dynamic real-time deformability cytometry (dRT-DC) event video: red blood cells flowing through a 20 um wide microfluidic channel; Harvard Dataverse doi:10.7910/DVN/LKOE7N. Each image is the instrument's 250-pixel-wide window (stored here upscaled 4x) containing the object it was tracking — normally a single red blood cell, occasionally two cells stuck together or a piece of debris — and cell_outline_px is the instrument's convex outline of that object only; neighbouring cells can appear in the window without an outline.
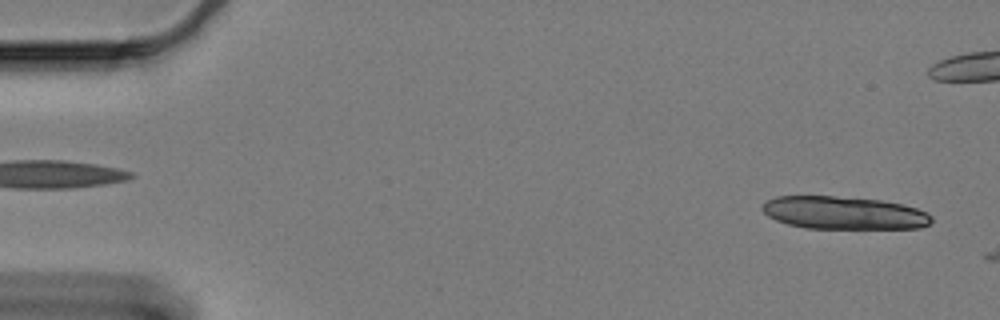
{"species": "Egyptian fruit bat (a non-hibernating species)", "species_latin": "Rousettus aegyptiacus", "temperature_condition": "cold", "stored_images_in_passage": 10, "camera_frame_rate_fps": 3000, "um_per_image_px": 0.085, "animal": {"sex": "female"}, "frame": {"image": 1, "passage_image": 2, "time_ms": 0.333, "image_size_px": [1000, 320], "cell_outline_px": [[932, 220], [928, 224], [920, 228], [804, 228], [788, 224], [776, 220], [768, 216], [760, 208], [768, 200], [776, 196], [836, 196], [880, 200], [904, 204], [928, 212], [932, 216]], "centroid_in_image_um": [71.74, 18.09], "position_along_channel_um": 13.3, "area_um2": 32.37}}